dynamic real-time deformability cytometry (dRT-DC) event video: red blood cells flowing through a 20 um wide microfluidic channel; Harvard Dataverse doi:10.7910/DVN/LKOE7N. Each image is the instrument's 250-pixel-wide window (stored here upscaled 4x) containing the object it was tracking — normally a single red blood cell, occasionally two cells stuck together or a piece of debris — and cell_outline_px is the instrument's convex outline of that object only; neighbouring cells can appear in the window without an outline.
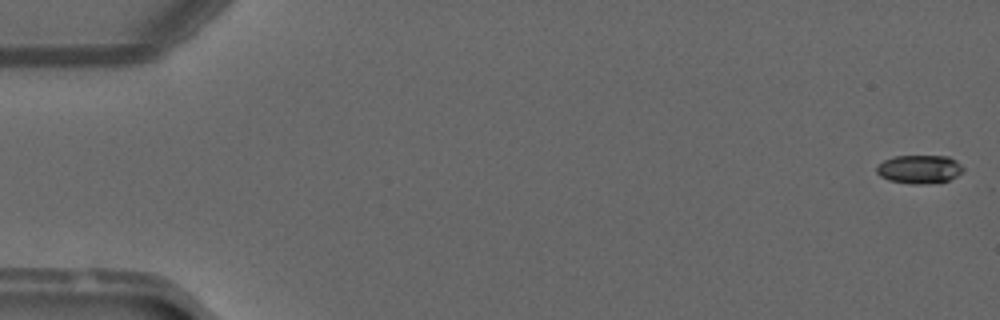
{"species": "common noctule bat (a hibernating species)", "species_latin": "Nyctalus noctula", "temperature_condition": "warm", "stored_images_in_passage": 50, "camera_frame_rate_fps": 3000, "um_per_image_px": 0.085, "animal": {"sex": "male", "forearm_length_mm": 52.5}, "frame": {"image": 1, "passage_image": 1, "time_ms": 0.0, "image_size_px": [1000, 320], "cell_outline_px": [[964, 168], [956, 176], [948, 180], [924, 184], [912, 184], [888, 180], [880, 176], [876, 172], [876, 164], [892, 156], [948, 156], [956, 160]], "centroid_in_image_um": [78.09, 14.37], "position_along_channel_um": 6.9, "area_um2": 14.39}}
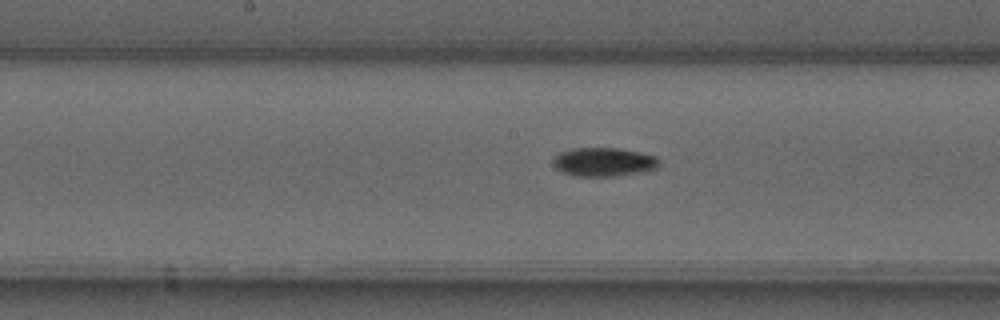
{"frame": {"image": 2, "passage_image": 26, "time_ms": 8.333, "image_size_px": [1000, 320], "cell_outline_px": [[660, 168], [648, 172], [620, 176], [572, 176], [556, 168], [552, 164], [552, 160], [560, 152], [572, 148], [620, 148], [656, 156], [660, 160]], "centroid_in_image_um": [51.39, 13.78], "position_along_channel_um": 196.8, "area_um2": 18.21}}
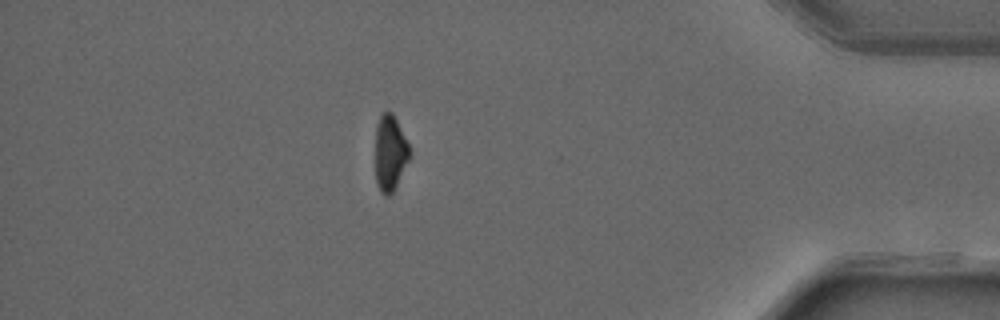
{"frame": {"image": 3, "passage_image": 44, "time_ms": 14.333, "image_size_px": [1000, 320], "cell_outline_px": [[412, 156], [392, 192], [388, 196], [384, 196], [380, 192], [376, 184], [376, 124], [380, 116], [384, 112], [392, 112], [412, 152]], "centroid_in_image_um": [33.17, 13.03], "position_along_channel_um": 402.0, "area_um2": 15.14}, "authors_computed_cell_mechanics": {"area_um2": 16.0106, "velocity_mm_per_s": 4.1345, "shape_relaxation_time_tau1_ms": 7.9166, "shape_relaxation_time_tau2_ms": null, "deformation_change_tau1": 0.2378, "deformation_change_tau2": null}}